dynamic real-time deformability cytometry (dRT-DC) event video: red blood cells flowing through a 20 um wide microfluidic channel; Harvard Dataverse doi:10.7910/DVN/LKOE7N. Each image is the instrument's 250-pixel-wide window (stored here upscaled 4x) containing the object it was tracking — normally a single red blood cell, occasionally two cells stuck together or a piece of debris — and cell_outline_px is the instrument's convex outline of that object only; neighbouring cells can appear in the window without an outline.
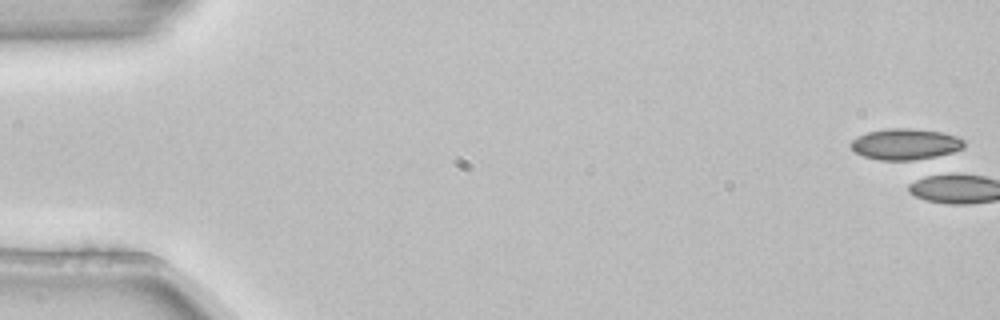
{"species": "common noctule bat (a hibernating species)", "species_latin": "Nyctalus noctula", "temperature_condition": "room temperature", "stored_images_in_passage": 4, "camera_frame_rate_fps": 3000, "um_per_image_px": 0.085, "animal": {"sex": "female", "body_mass_g": 22.7, "forearm_length_mm": 54.2}, "frame": {"image": 1, "passage_image": 1, "time_ms": 0.0, "image_size_px": [1000, 320], "cell_outline_px": [[964, 148], [928, 160], [876, 160], [864, 156], [856, 152], [848, 144], [856, 136], [868, 132], [888, 128], [912, 128], [940, 132], [956, 136], [964, 140]], "centroid_in_image_um": [76.96, 12.27], "position_along_channel_um": 8.0, "area_um2": 20.87}}